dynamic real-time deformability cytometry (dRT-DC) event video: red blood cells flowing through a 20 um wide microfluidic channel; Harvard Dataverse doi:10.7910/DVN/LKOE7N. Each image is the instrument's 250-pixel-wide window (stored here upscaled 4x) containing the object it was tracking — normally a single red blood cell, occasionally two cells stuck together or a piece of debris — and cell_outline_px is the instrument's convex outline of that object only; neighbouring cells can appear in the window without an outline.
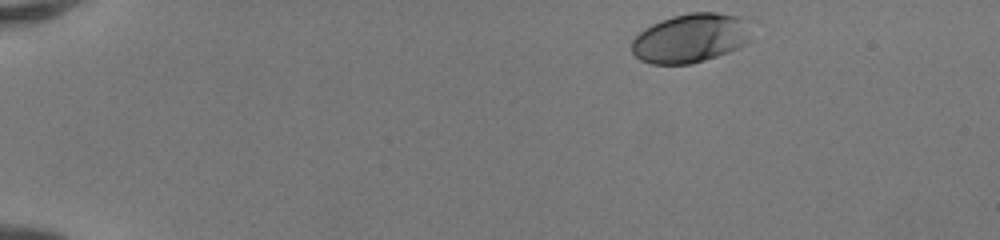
{"species": "human", "species_latin": "Homo sapiens", "temperature_condition": "room temperature", "stored_images_in_passage": 44, "camera_frame_rate_fps": 3000, "um_per_image_px": 0.085, "donor": {"sex": "female"}, "frame": {"image": 1, "passage_image": 1, "time_ms": 0.0, "image_size_px": [1000, 240], "cell_outline_px": [[752, 40], [748, 44], [728, 52], [692, 64], [652, 64], [640, 60], [632, 52], [632, 40], [644, 28], [660, 20], [672, 16], [688, 12], [716, 12], [740, 16]], "centroid_in_image_um": [58.67, 3.24], "position_along_channel_um": 26.3, "area_um2": 34.16}}
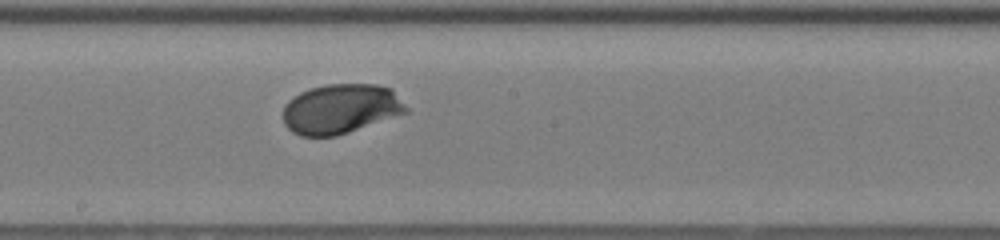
{"frame": {"image": 2, "passage_image": 23, "time_ms": 7.333, "image_size_px": [1000, 240], "cell_outline_px": [[408, 112], [336, 136], [300, 136], [292, 132], [284, 124], [284, 104], [288, 100], [300, 92], [308, 88], [328, 84], [376, 84], [392, 88], [408, 108]], "centroid_in_image_um": [28.95, 9.24], "position_along_channel_um": 219.3, "area_um2": 35.72}}
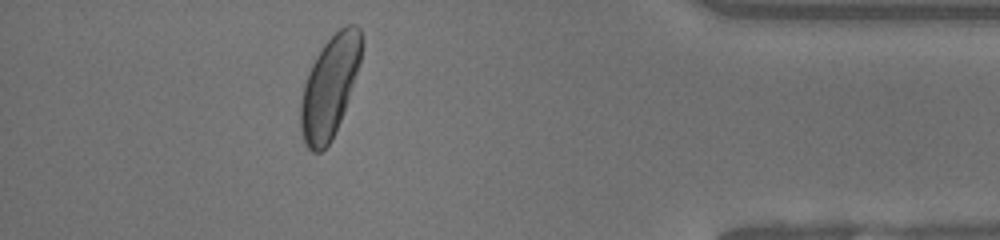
{"frame": {"image": 3, "passage_image": 39, "time_ms": 12.667, "image_size_px": [1000, 240], "cell_outline_px": [[364, 44], [360, 60], [344, 112], [332, 140], [320, 152], [312, 152], [304, 144], [300, 128], [300, 100], [304, 84], [308, 72], [316, 56], [324, 44], [340, 28], [348, 24], [356, 24], [360, 28], [364, 40]], "centroid_in_image_um": [28.02, 7.37], "position_along_channel_um": 407.2, "area_um2": 36.01}, "authors_computed_cell_mechanics": {"area_um2": 34.68, "velocity_mm_per_s": 4.1347, "shape_relaxation_time_tau1_ms": 2.0178, "shape_relaxation_time_tau2_ms": null, "deformation_change_tau1": 0.1234, "deformation_change_tau2": null}}